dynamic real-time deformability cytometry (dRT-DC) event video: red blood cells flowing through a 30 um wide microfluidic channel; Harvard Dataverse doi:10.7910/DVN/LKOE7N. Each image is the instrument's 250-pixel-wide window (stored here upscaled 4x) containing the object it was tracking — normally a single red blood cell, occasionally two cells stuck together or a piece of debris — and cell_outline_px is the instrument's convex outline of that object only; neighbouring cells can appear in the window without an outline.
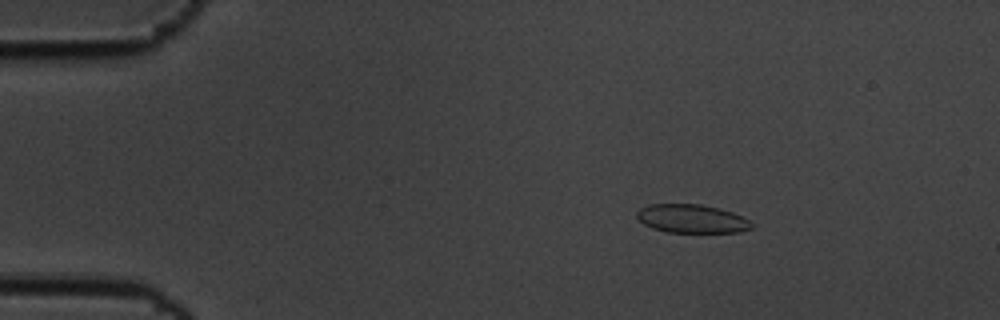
{"species": "common noctule bat (a hibernating species)", "species_latin": "Nyctalus noctula", "temperature_condition": "cold", "stored_images_in_passage": 58, "camera_frame_rate_fps": 3000, "um_per_image_px": 0.085, "animal": {"sex": "male", "body_mass_g": 19.5, "forearm_length_mm": 54.6}, "frame": {"image": 1, "passage_image": 10, "time_ms": 3.0, "image_size_px": [1000, 320], "cell_outline_px": [[752, 228], [740, 232], [668, 232], [652, 228], [644, 224], [636, 216], [636, 212], [640, 208], [648, 204], [700, 204], [732, 212], [744, 216], [752, 224]], "centroid_in_image_um": [58.79, 18.59], "position_along_channel_um": 26.2, "area_um2": 19.02}}
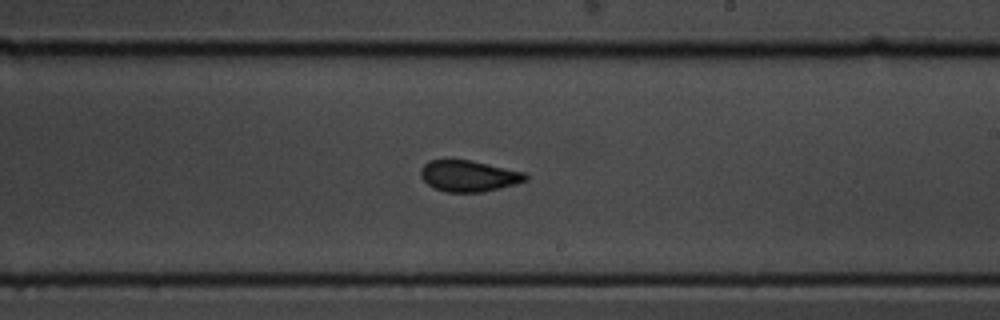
{"frame": {"image": 2, "passage_image": 35, "time_ms": 11.333, "image_size_px": [1000, 320], "cell_outline_px": [[528, 180], [516, 184], [484, 192], [444, 192], [432, 188], [420, 176], [420, 168], [428, 160], [472, 160], [524, 172], [528, 176]], "centroid_in_image_um": [39.83, 14.96], "position_along_channel_um": 249.2, "area_um2": 19.25}}
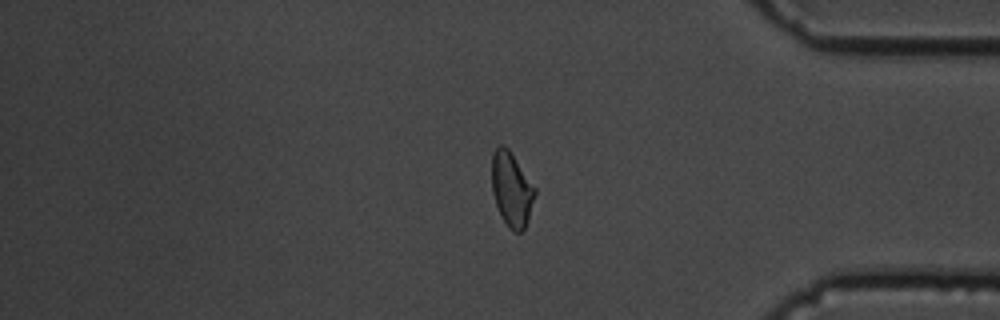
{"frame": {"image": 3, "passage_image": 49, "time_ms": 16.0, "image_size_px": [1000, 320], "cell_outline_px": [[536, 192], [528, 220], [524, 228], [520, 232], [512, 232], [508, 228], [496, 204], [492, 192], [492, 152], [500, 144], [504, 144], [508, 148], [536, 188]], "centroid_in_image_um": [43.48, 16.08], "position_along_channel_um": 391.7, "area_um2": 18.61}, "authors_computed_cell_mechanics": {"area_um2": 19.5075, "velocity_mm_per_s": 3.4925, "shape_relaxation_time_tau1_ms": 5.5376, "shape_relaxation_time_tau2_ms": 1.0982, "deformation_change_tau1": 0.1552, "deformation_change_tau2": 0.0835}}